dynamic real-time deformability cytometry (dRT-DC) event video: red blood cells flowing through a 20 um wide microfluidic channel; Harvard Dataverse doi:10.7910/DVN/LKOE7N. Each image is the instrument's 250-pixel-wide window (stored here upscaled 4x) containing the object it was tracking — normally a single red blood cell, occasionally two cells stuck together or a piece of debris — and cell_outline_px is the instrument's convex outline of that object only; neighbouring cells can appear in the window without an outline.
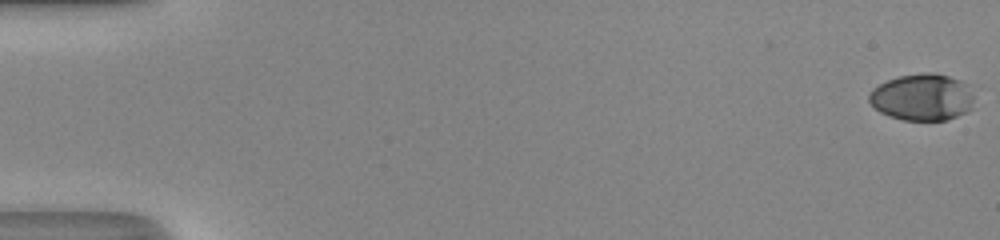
{"species": "human", "species_latin": "Homo sapiens", "temperature_condition": "room temperature", "stored_images_in_passage": 50, "camera_frame_rate_fps": 3000, "um_per_image_px": 0.085, "donor": {"sex": "male"}, "frame": {"image": 1, "passage_image": 1, "time_ms": 0.0, "image_size_px": [1000, 240], "cell_outline_px": [[972, 108], [968, 112], [948, 120], [904, 120], [888, 116], [880, 112], [868, 100], [868, 96], [872, 88], [888, 80], [900, 76], [924, 72], [936, 72], [960, 80], [968, 84], [972, 96]], "centroid_in_image_um": [78.4, 8.26], "position_along_channel_um": 6.6, "area_um2": 28.78}}
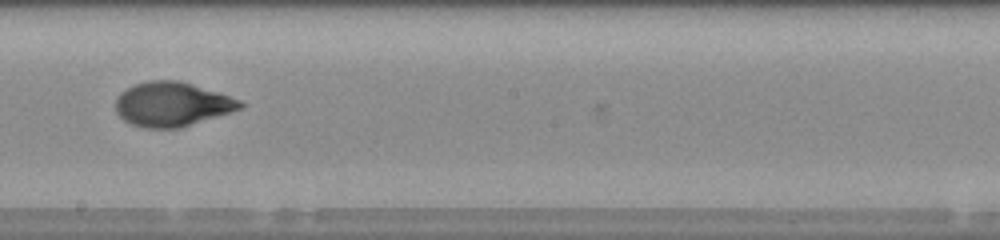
{"frame": {"image": 2, "passage_image": 31, "time_ms": 10.0, "image_size_px": [1000, 240], "cell_outline_px": [[244, 108], [180, 128], [144, 128], [132, 124], [124, 120], [116, 112], [116, 96], [120, 92], [136, 84], [148, 80], [180, 80], [240, 100], [244, 104]], "centroid_in_image_um": [14.61, 8.86], "position_along_channel_um": 233.6, "area_um2": 32.08}}
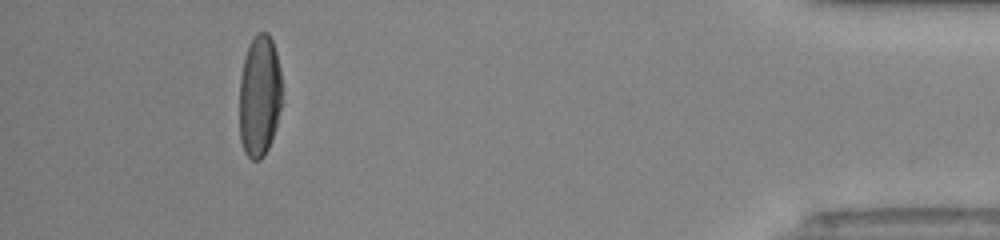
{"frame": {"image": 3, "passage_image": 48, "time_ms": 15.667, "image_size_px": [1000, 240], "cell_outline_px": [[280, 108], [276, 128], [272, 140], [264, 156], [260, 160], [252, 160], [244, 152], [240, 140], [240, 76], [244, 56], [256, 32], [268, 32], [272, 40], [276, 52], [280, 68]], "centroid_in_image_um": [22.04, 8.17], "position_along_channel_um": 413.2, "area_um2": 30.29}, "authors_computed_cell_mechanics": {"area_um2": 31.2409, "velocity_mm_per_s": 4.2275, "shape_relaxation_time_tau1_ms": 4.991, "shape_relaxation_time_tau2_ms": 1.0373, "deformation_change_tau1": 0.2304, "deformation_change_tau2": 0.0586}}